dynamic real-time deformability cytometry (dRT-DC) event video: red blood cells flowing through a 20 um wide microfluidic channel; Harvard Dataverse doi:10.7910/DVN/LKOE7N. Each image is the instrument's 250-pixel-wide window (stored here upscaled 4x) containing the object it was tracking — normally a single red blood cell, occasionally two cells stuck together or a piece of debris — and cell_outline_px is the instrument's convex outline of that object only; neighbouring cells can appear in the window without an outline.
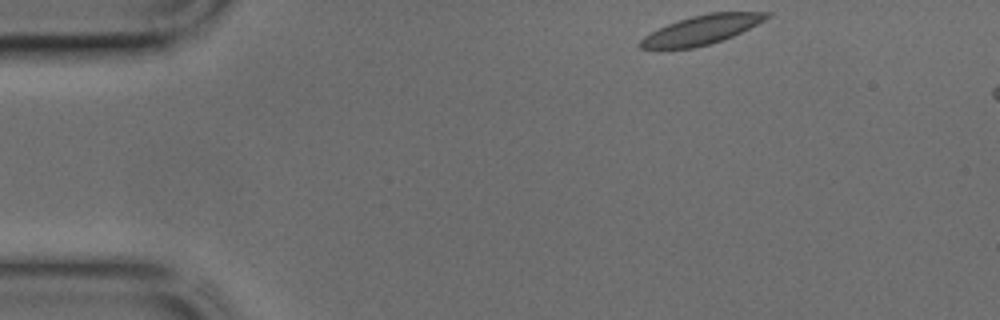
{"species": "common noctule bat (a hibernating species)", "species_latin": "Nyctalus noctula", "temperature_condition": "cold", "stored_images_in_passage": 38, "camera_frame_rate_fps": 3000, "um_per_image_px": 0.085, "animal": {"sex": "male", "body_mass_g": 17.9, "forearm_length_mm": 54.2}, "frame": {"image": 1, "passage_image": 1, "time_ms": 0.0, "image_size_px": [1000, 320], "cell_outline_px": [[772, 16], [732, 36], [708, 44], [692, 48], [640, 48], [640, 40], [644, 36], [668, 24], [692, 16], [712, 12], [772, 12]], "centroid_in_image_um": [59.67, 2.52], "position_along_channel_um": 25.3, "area_um2": 20.81}}
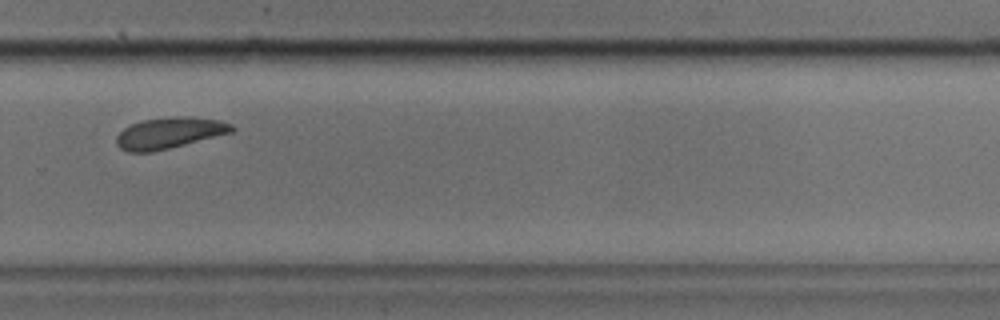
{"frame": {"image": 2, "passage_image": 25, "time_ms": 8.0, "image_size_px": [1000, 320], "cell_outline_px": [[236, 128], [232, 132], [152, 152], [128, 152], [120, 148], [116, 144], [116, 136], [124, 128], [132, 124], [144, 120], [180, 116], [188, 116], [220, 120], [232, 124]], "centroid_in_image_um": [14.39, 11.3], "position_along_channel_um": 315.4, "area_um2": 20.69}}
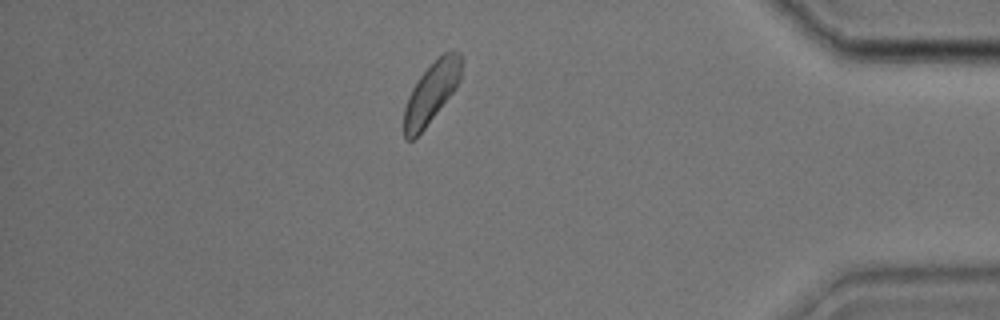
{"frame": {"image": 3, "passage_image": 33, "time_ms": 10.667, "image_size_px": [1000, 320], "cell_outline_px": [[460, 80], [456, 88], [424, 128], [412, 140], [404, 140], [404, 108], [412, 88], [420, 76], [444, 52], [460, 52]], "centroid_in_image_um": [36.64, 7.91], "position_along_channel_um": 398.6, "area_um2": 19.59}}